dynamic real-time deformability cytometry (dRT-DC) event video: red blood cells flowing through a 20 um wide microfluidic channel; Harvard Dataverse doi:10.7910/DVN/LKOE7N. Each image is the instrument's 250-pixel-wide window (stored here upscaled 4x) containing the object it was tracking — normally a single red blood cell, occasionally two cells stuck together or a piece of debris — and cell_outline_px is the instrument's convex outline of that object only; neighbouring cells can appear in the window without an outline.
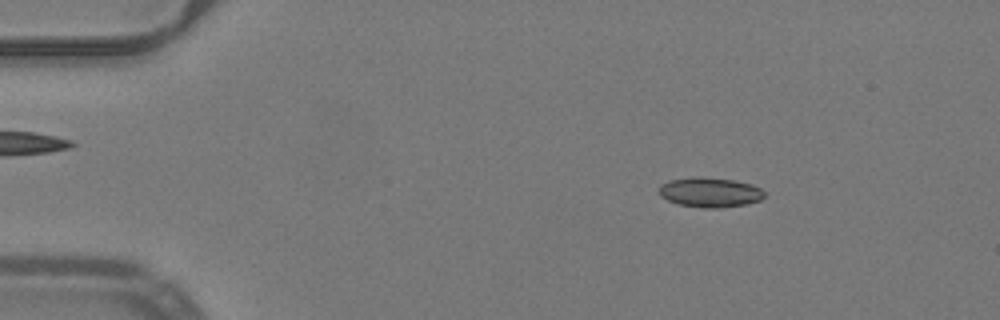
{"species": "common noctule bat (a hibernating species)", "species_latin": "Nyctalus noctula", "temperature_condition": "warm", "stored_images_in_passage": 15, "camera_frame_rate_fps": 3000, "um_per_image_px": 0.085, "animal": {"sex": "male", "body_mass_g": 19.2, "forearm_length_mm": 51.8}, "frame": {"image": 1, "passage_image": 8, "time_ms": 2.333, "image_size_px": [1000, 320], "cell_outline_px": [[764, 196], [760, 200], [748, 204], [720, 208], [704, 208], [676, 204], [660, 196], [660, 184], [668, 180], [692, 176], [700, 176], [736, 180], [752, 184], [760, 188], [764, 192]], "centroid_in_image_um": [60.34, 16.34], "position_along_channel_um": 24.7, "area_um2": 18.61}}